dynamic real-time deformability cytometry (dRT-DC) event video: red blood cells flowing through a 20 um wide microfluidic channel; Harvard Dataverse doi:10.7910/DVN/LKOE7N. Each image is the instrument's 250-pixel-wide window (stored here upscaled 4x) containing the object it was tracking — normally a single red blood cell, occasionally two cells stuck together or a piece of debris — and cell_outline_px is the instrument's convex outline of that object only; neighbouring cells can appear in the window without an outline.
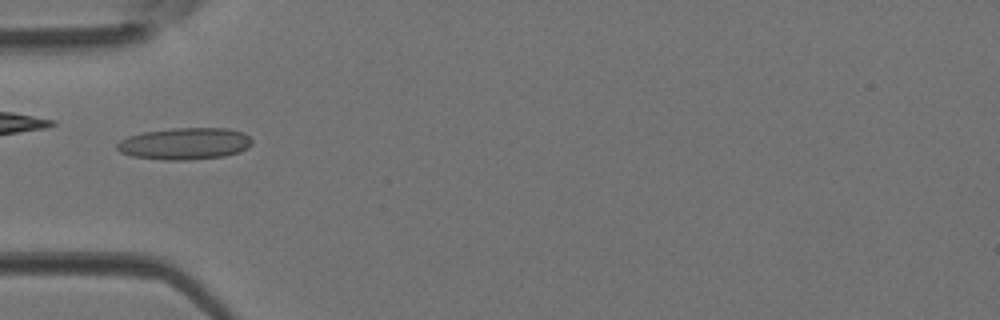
{"species": "Egyptian fruit bat (a non-hibernating species)", "species_latin": "Rousettus aegyptiacus", "temperature_condition": "room temperature", "stored_images_in_passage": 4, "camera_frame_rate_fps": 3000, "um_per_image_px": 0.085, "animal": {"sex": "female"}, "frame": {"image": 1, "passage_image": 3, "time_ms": 0.667, "image_size_px": [1000, 320], "cell_outline_px": [[252, 144], [248, 148], [240, 152], [224, 156], [188, 160], [164, 160], [132, 156], [120, 152], [116, 148], [116, 144], [120, 140], [128, 136], [144, 132], [172, 128], [228, 128], [244, 132], [252, 140]], "centroid_in_image_um": [15.72, 12.21], "position_along_channel_um": 69.3, "area_um2": 25.2}}
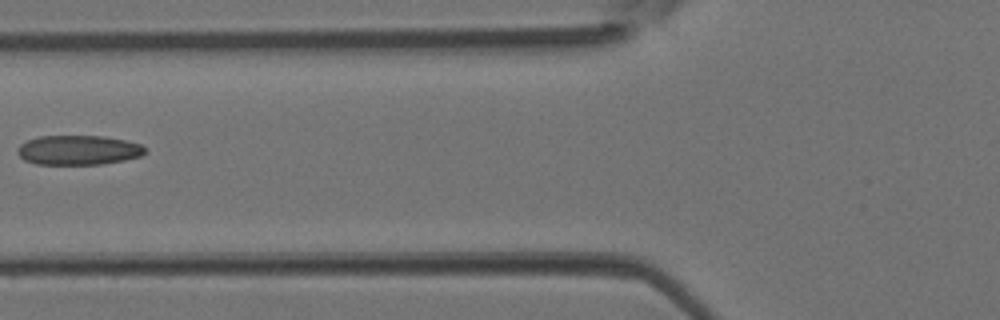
{"frame": {"image": 2, "passage_image": 4, "time_ms": 1.0, "image_size_px": [1000, 320], "cell_outline_px": [[148, 152], [140, 156], [124, 160], [100, 164], [36, 164], [24, 160], [16, 152], [20, 144], [28, 140], [40, 136], [104, 136], [124, 140], [140, 144], [148, 148]], "centroid_in_image_um": [6.68, 12.75], "position_along_channel_um": 119.1, "area_um2": 22.02}}